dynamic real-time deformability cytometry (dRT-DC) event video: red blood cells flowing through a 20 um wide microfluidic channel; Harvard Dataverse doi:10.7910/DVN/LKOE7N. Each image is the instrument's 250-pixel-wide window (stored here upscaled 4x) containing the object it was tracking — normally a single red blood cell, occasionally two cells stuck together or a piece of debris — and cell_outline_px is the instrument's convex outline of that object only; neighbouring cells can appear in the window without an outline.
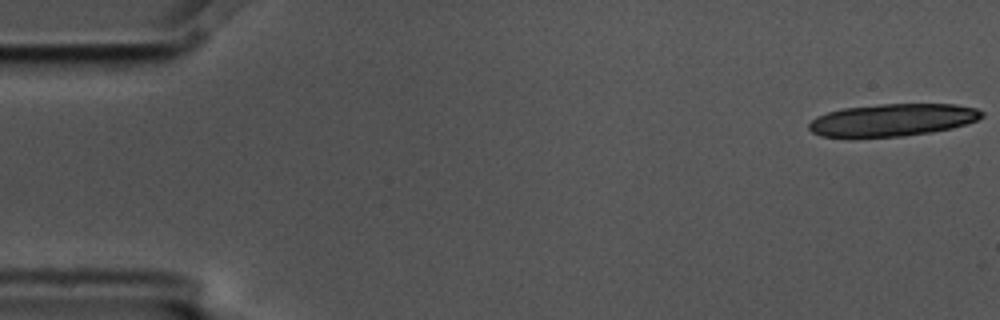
{"species": "common noctule bat (a hibernating species)", "species_latin": "Nyctalus noctula", "temperature_condition": "cold", "stored_images_in_passage": 8, "camera_frame_rate_fps": 3000, "um_per_image_px": 0.085, "animal": {"sex": "male", "body_mass_g": 17.5, "forearm_length_mm": 52.3}, "frame": {"image": 1, "passage_image": 1, "time_ms": 0.0, "image_size_px": [1000, 320], "cell_outline_px": [[984, 116], [976, 120], [952, 128], [932, 132], [904, 136], [852, 140], [820, 136], [812, 132], [808, 128], [808, 124], [816, 116], [828, 112], [844, 108], [880, 104], [956, 104], [976, 108], [984, 112]], "centroid_in_image_um": [75.78, 10.24], "position_along_channel_um": 9.2, "area_um2": 33.58}}
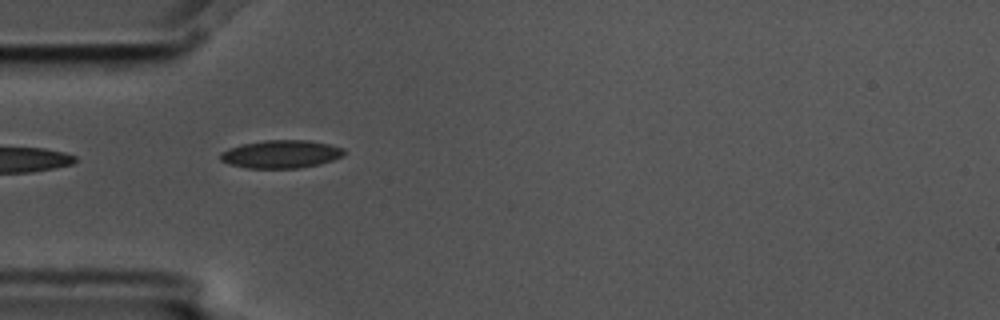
{"frame": {"image": 2, "passage_image": 5, "time_ms": 1.333, "image_size_px": [1000, 320], "cell_outline_px": [[344, 156], [320, 164], [300, 168], [244, 168], [228, 164], [220, 160], [220, 152], [228, 148], [244, 144], [264, 140], [308, 140], [328, 144], [344, 148]], "centroid_in_image_um": [23.87, 13.11], "position_along_channel_um": 61.1, "area_um2": 20.29}}